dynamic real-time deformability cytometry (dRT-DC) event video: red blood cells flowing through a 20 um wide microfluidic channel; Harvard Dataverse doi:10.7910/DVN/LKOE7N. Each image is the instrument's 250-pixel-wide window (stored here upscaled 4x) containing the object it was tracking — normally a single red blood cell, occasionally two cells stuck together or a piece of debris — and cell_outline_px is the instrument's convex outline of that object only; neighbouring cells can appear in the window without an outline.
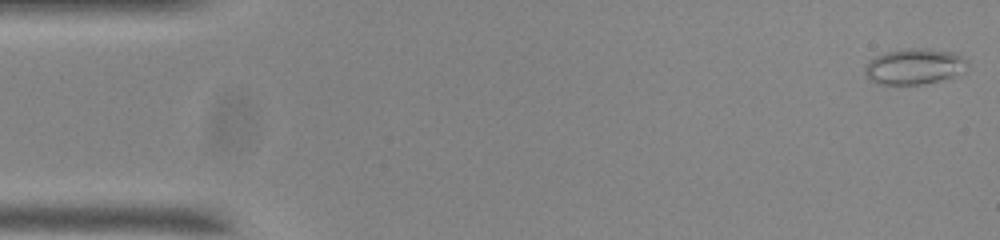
{"species": "common noctule bat (a hibernating species)", "species_latin": "Nyctalus noctula", "temperature_condition": "room temperature", "stored_images_in_passage": 54, "camera_frame_rate_fps": 3000, "um_per_image_px": 0.085, "animal": {"sex": "male", "body_mass_g": 20.0, "forearm_length_mm": 53.3}, "frame": {"image": 1, "passage_image": 1, "time_ms": 0.0, "image_size_px": [1000, 240], "cell_outline_px": [[964, 60], [948, 76], [936, 80], [920, 84], [880, 84], [872, 80], [864, 72], [864, 68], [868, 60], [876, 56], [888, 52], [908, 48], [928, 48], [952, 52], [960, 56]], "centroid_in_image_um": [77.51, 5.62], "position_along_channel_um": 7.5, "area_um2": 20.0}}
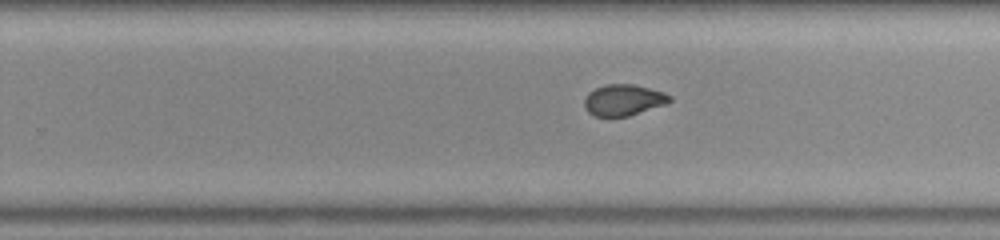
{"frame": {"image": 2, "passage_image": 33, "time_ms": 10.667, "image_size_px": [1000, 240], "cell_outline_px": [[672, 100], [668, 104], [628, 116], [596, 116], [588, 112], [584, 108], [584, 100], [588, 92], [604, 84], [632, 84], [664, 92], [672, 96]], "centroid_in_image_um": [53.01, 8.5], "position_along_channel_um": 276.8, "area_um2": 15.61}}
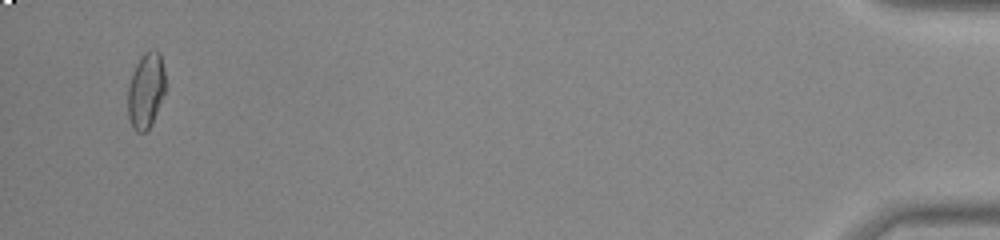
{"frame": {"image": 3, "passage_image": 52, "time_ms": 17.0, "image_size_px": [1000, 240], "cell_outline_px": [[164, 92], [152, 124], [144, 132], [136, 132], [132, 128], [128, 116], [128, 84], [136, 64], [140, 56], [148, 48], [156, 48], [160, 52], [164, 72]], "centroid_in_image_um": [12.38, 7.65], "position_along_channel_um": 422.8, "area_um2": 16.65}, "authors_computed_cell_mechanics": {"area_um2": 16.2129, "velocity_mm_per_s": 3.7328, "shape_relaxation_time_tau1_ms": null, "shape_relaxation_time_tau2_ms": 1.2143, "deformation_change_tau1": null, "deformation_change_tau2": 0.0539}}